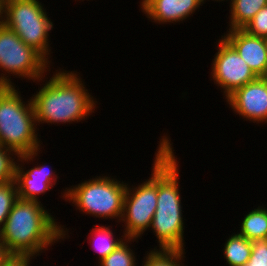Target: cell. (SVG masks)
I'll return each instance as SVG.
<instances>
[{"instance_id":"cell-1","label":"cell","mask_w":267,"mask_h":266,"mask_svg":"<svg viewBox=\"0 0 267 266\" xmlns=\"http://www.w3.org/2000/svg\"><path fill=\"white\" fill-rule=\"evenodd\" d=\"M65 232L37 201L17 199L0 231V241L15 257H33Z\"/></svg>"},{"instance_id":"cell-2","label":"cell","mask_w":267,"mask_h":266,"mask_svg":"<svg viewBox=\"0 0 267 266\" xmlns=\"http://www.w3.org/2000/svg\"><path fill=\"white\" fill-rule=\"evenodd\" d=\"M161 140L157 151V208L150 227L161 250H184L178 164L168 138Z\"/></svg>"},{"instance_id":"cell-3","label":"cell","mask_w":267,"mask_h":266,"mask_svg":"<svg viewBox=\"0 0 267 266\" xmlns=\"http://www.w3.org/2000/svg\"><path fill=\"white\" fill-rule=\"evenodd\" d=\"M85 89L76 73H56L32 97L36 122L66 123L89 116L95 102Z\"/></svg>"},{"instance_id":"cell-4","label":"cell","mask_w":267,"mask_h":266,"mask_svg":"<svg viewBox=\"0 0 267 266\" xmlns=\"http://www.w3.org/2000/svg\"><path fill=\"white\" fill-rule=\"evenodd\" d=\"M7 77H0V146L13 150L19 160L29 161L40 149L33 102L30 99L25 106Z\"/></svg>"},{"instance_id":"cell-5","label":"cell","mask_w":267,"mask_h":266,"mask_svg":"<svg viewBox=\"0 0 267 266\" xmlns=\"http://www.w3.org/2000/svg\"><path fill=\"white\" fill-rule=\"evenodd\" d=\"M1 13L5 15L1 16V22L47 61L48 32L53 23L41 3L38 0H2Z\"/></svg>"},{"instance_id":"cell-6","label":"cell","mask_w":267,"mask_h":266,"mask_svg":"<svg viewBox=\"0 0 267 266\" xmlns=\"http://www.w3.org/2000/svg\"><path fill=\"white\" fill-rule=\"evenodd\" d=\"M127 184L110 177H98L67 189L64 198L75 203L79 210L96 217L118 218L123 215Z\"/></svg>"},{"instance_id":"cell-7","label":"cell","mask_w":267,"mask_h":266,"mask_svg":"<svg viewBox=\"0 0 267 266\" xmlns=\"http://www.w3.org/2000/svg\"><path fill=\"white\" fill-rule=\"evenodd\" d=\"M151 175V179L134 188L133 193L130 188L126 189L122 215L124 219L121 220L126 223L124 236L127 242L140 237L150 228L157 208V153Z\"/></svg>"},{"instance_id":"cell-8","label":"cell","mask_w":267,"mask_h":266,"mask_svg":"<svg viewBox=\"0 0 267 266\" xmlns=\"http://www.w3.org/2000/svg\"><path fill=\"white\" fill-rule=\"evenodd\" d=\"M47 62L49 63L32 47L26 45L13 30L0 23V68L7 73L35 81L42 80L49 67L46 66Z\"/></svg>"},{"instance_id":"cell-9","label":"cell","mask_w":267,"mask_h":266,"mask_svg":"<svg viewBox=\"0 0 267 266\" xmlns=\"http://www.w3.org/2000/svg\"><path fill=\"white\" fill-rule=\"evenodd\" d=\"M212 66L214 82L223 88L226 98L257 76L236 50L222 37Z\"/></svg>"},{"instance_id":"cell-10","label":"cell","mask_w":267,"mask_h":266,"mask_svg":"<svg viewBox=\"0 0 267 266\" xmlns=\"http://www.w3.org/2000/svg\"><path fill=\"white\" fill-rule=\"evenodd\" d=\"M227 102L235 113L249 121L267 122V79L257 77L236 89L227 97Z\"/></svg>"},{"instance_id":"cell-11","label":"cell","mask_w":267,"mask_h":266,"mask_svg":"<svg viewBox=\"0 0 267 266\" xmlns=\"http://www.w3.org/2000/svg\"><path fill=\"white\" fill-rule=\"evenodd\" d=\"M248 64L257 77H263L267 68V39L253 36L243 29L230 30L222 36Z\"/></svg>"},{"instance_id":"cell-12","label":"cell","mask_w":267,"mask_h":266,"mask_svg":"<svg viewBox=\"0 0 267 266\" xmlns=\"http://www.w3.org/2000/svg\"><path fill=\"white\" fill-rule=\"evenodd\" d=\"M45 167V165L33 167L25 173L23 168L16 165L15 182L19 199L38 202L37 195L52 189V182L56 184V177H54L56 175Z\"/></svg>"},{"instance_id":"cell-13","label":"cell","mask_w":267,"mask_h":266,"mask_svg":"<svg viewBox=\"0 0 267 266\" xmlns=\"http://www.w3.org/2000/svg\"><path fill=\"white\" fill-rule=\"evenodd\" d=\"M203 2V0H143L141 7L147 17L154 22L173 23L186 19Z\"/></svg>"},{"instance_id":"cell-14","label":"cell","mask_w":267,"mask_h":266,"mask_svg":"<svg viewBox=\"0 0 267 266\" xmlns=\"http://www.w3.org/2000/svg\"><path fill=\"white\" fill-rule=\"evenodd\" d=\"M230 29H243L267 5V0H231Z\"/></svg>"},{"instance_id":"cell-15","label":"cell","mask_w":267,"mask_h":266,"mask_svg":"<svg viewBox=\"0 0 267 266\" xmlns=\"http://www.w3.org/2000/svg\"><path fill=\"white\" fill-rule=\"evenodd\" d=\"M240 235L250 241L267 239V209L258 207L244 217Z\"/></svg>"},{"instance_id":"cell-16","label":"cell","mask_w":267,"mask_h":266,"mask_svg":"<svg viewBox=\"0 0 267 266\" xmlns=\"http://www.w3.org/2000/svg\"><path fill=\"white\" fill-rule=\"evenodd\" d=\"M224 247V256L227 263L230 266H242L246 264L250 258L252 241L238 233L231 236Z\"/></svg>"},{"instance_id":"cell-17","label":"cell","mask_w":267,"mask_h":266,"mask_svg":"<svg viewBox=\"0 0 267 266\" xmlns=\"http://www.w3.org/2000/svg\"><path fill=\"white\" fill-rule=\"evenodd\" d=\"M92 234H95L94 238V247L95 251L100 254L99 260L101 261L107 257L120 243L123 242V239L117 240L113 237V233L108 227L98 226L93 229ZM98 237V239H97Z\"/></svg>"},{"instance_id":"cell-18","label":"cell","mask_w":267,"mask_h":266,"mask_svg":"<svg viewBox=\"0 0 267 266\" xmlns=\"http://www.w3.org/2000/svg\"><path fill=\"white\" fill-rule=\"evenodd\" d=\"M18 199V192L15 180H11L0 184V231L13 207Z\"/></svg>"},{"instance_id":"cell-19","label":"cell","mask_w":267,"mask_h":266,"mask_svg":"<svg viewBox=\"0 0 267 266\" xmlns=\"http://www.w3.org/2000/svg\"><path fill=\"white\" fill-rule=\"evenodd\" d=\"M155 250L146 256L143 266H181L178 261L182 260L183 250Z\"/></svg>"},{"instance_id":"cell-20","label":"cell","mask_w":267,"mask_h":266,"mask_svg":"<svg viewBox=\"0 0 267 266\" xmlns=\"http://www.w3.org/2000/svg\"><path fill=\"white\" fill-rule=\"evenodd\" d=\"M127 243H120L107 257L100 261V266H135L134 253Z\"/></svg>"},{"instance_id":"cell-21","label":"cell","mask_w":267,"mask_h":266,"mask_svg":"<svg viewBox=\"0 0 267 266\" xmlns=\"http://www.w3.org/2000/svg\"><path fill=\"white\" fill-rule=\"evenodd\" d=\"M11 152L14 151L0 146V184L15 180L17 163L10 157Z\"/></svg>"},{"instance_id":"cell-22","label":"cell","mask_w":267,"mask_h":266,"mask_svg":"<svg viewBox=\"0 0 267 266\" xmlns=\"http://www.w3.org/2000/svg\"><path fill=\"white\" fill-rule=\"evenodd\" d=\"M243 30L253 36L267 39V5L260 9Z\"/></svg>"},{"instance_id":"cell-23","label":"cell","mask_w":267,"mask_h":266,"mask_svg":"<svg viewBox=\"0 0 267 266\" xmlns=\"http://www.w3.org/2000/svg\"><path fill=\"white\" fill-rule=\"evenodd\" d=\"M242 266H267V239L252 241L250 258Z\"/></svg>"},{"instance_id":"cell-24","label":"cell","mask_w":267,"mask_h":266,"mask_svg":"<svg viewBox=\"0 0 267 266\" xmlns=\"http://www.w3.org/2000/svg\"><path fill=\"white\" fill-rule=\"evenodd\" d=\"M14 256L7 250V248L0 241V266H5Z\"/></svg>"},{"instance_id":"cell-25","label":"cell","mask_w":267,"mask_h":266,"mask_svg":"<svg viewBox=\"0 0 267 266\" xmlns=\"http://www.w3.org/2000/svg\"><path fill=\"white\" fill-rule=\"evenodd\" d=\"M32 257H13L5 266H29Z\"/></svg>"},{"instance_id":"cell-26","label":"cell","mask_w":267,"mask_h":266,"mask_svg":"<svg viewBox=\"0 0 267 266\" xmlns=\"http://www.w3.org/2000/svg\"><path fill=\"white\" fill-rule=\"evenodd\" d=\"M1 12H2V0H0V23H1V20H2L1 19L2 18L1 17L2 16V13Z\"/></svg>"},{"instance_id":"cell-27","label":"cell","mask_w":267,"mask_h":266,"mask_svg":"<svg viewBox=\"0 0 267 266\" xmlns=\"http://www.w3.org/2000/svg\"><path fill=\"white\" fill-rule=\"evenodd\" d=\"M263 78L267 79V68H266L265 75L263 76Z\"/></svg>"}]
</instances>
